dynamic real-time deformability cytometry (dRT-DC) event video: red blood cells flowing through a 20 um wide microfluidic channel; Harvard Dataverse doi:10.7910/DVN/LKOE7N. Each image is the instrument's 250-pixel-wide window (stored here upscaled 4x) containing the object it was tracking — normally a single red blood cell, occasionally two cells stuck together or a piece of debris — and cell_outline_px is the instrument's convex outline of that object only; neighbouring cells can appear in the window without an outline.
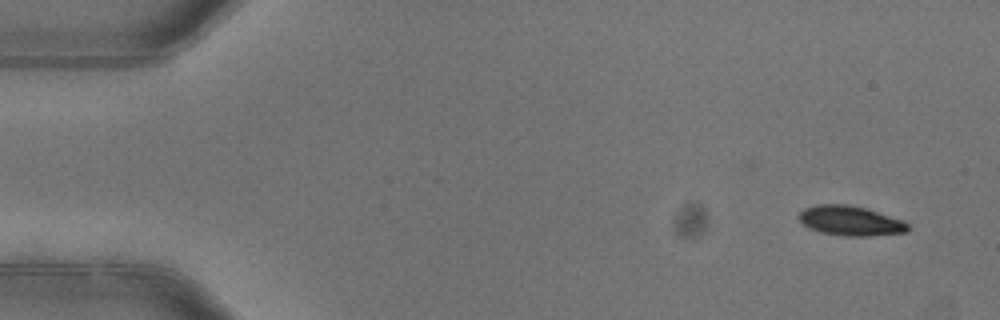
{"species": "common noctule bat (a hibernating species)", "species_latin": "Nyctalus noctula", "temperature_condition": "warm", "stored_images_in_passage": 5, "camera_frame_rate_fps": 3000, "um_per_image_px": 0.085, "animal": {"sex": "female"}, "frame": {"image": 1, "passage_image": 1, "time_ms": 0.0, "image_size_px": [1000, 320], "cell_outline_px": [[908, 232], [868, 236], [844, 236], [820, 232], [808, 228], [796, 216], [804, 208], [816, 204], [848, 204], [864, 208], [900, 220], [908, 224]], "centroid_in_image_um": [72.21, 18.77], "position_along_channel_um": 12.8, "area_um2": 18.73}}
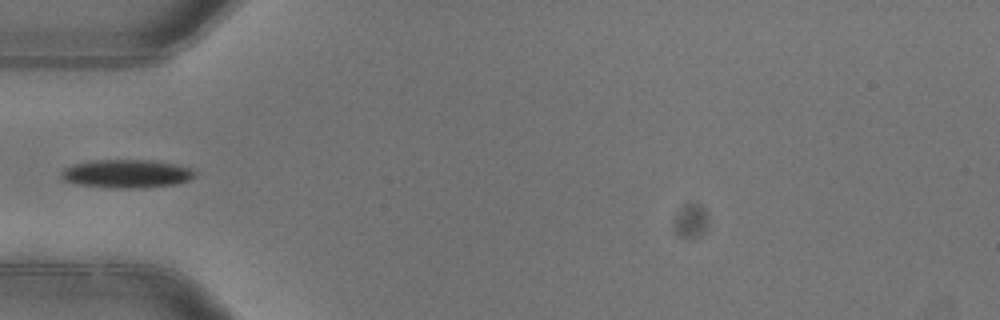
{"frame": {"image": 2, "passage_image": 4, "time_ms": 1.0, "image_size_px": [1000, 320], "cell_outline_px": [[196, 176], [192, 180], [176, 184], [144, 188], [112, 188], [72, 184], [64, 180], [60, 176], [60, 172], [64, 168], [72, 164], [92, 160], [152, 160], [176, 164], [196, 168]], "centroid_in_image_um": [10.8, 14.77], "position_along_channel_um": 74.2, "area_um2": 22.72}}